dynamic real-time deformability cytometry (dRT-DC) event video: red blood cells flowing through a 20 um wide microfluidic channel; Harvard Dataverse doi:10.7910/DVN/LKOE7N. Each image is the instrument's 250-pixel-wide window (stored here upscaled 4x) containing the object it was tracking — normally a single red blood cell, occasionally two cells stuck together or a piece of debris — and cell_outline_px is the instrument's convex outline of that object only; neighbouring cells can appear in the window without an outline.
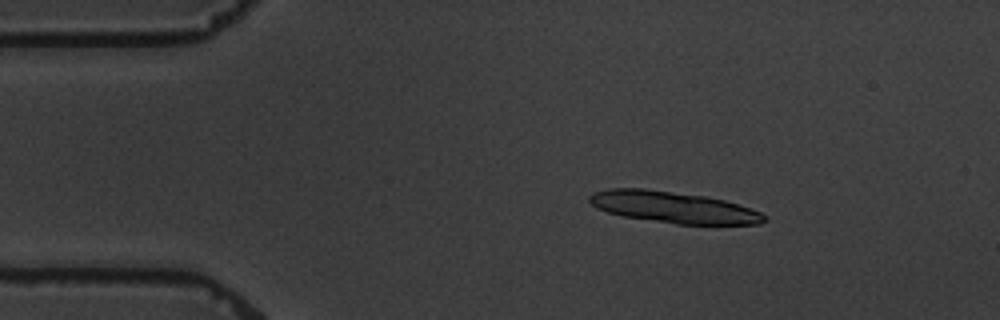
{"species": "common noctule bat (a hibernating species)", "species_latin": "Nyctalus noctula", "temperature_condition": "warm", "stored_images_in_passage": 5, "camera_frame_rate_fps": 3000, "um_per_image_px": 0.085, "animal": {"sex": "male", "body_mass_g": 19.5, "forearm_length_mm": 54.6}, "frame": {"image": 1, "passage_image": 3, "time_ms": 2.667, "image_size_px": [1000, 320], "cell_outline_px": [[764, 220], [760, 224], [676, 224], [620, 216], [596, 208], [588, 200], [588, 196], [592, 192], [608, 188], [644, 188], [704, 196], [724, 200], [760, 212], [764, 216]], "centroid_in_image_um": [57.13, 17.61], "position_along_channel_um": 27.9, "area_um2": 31.85}}